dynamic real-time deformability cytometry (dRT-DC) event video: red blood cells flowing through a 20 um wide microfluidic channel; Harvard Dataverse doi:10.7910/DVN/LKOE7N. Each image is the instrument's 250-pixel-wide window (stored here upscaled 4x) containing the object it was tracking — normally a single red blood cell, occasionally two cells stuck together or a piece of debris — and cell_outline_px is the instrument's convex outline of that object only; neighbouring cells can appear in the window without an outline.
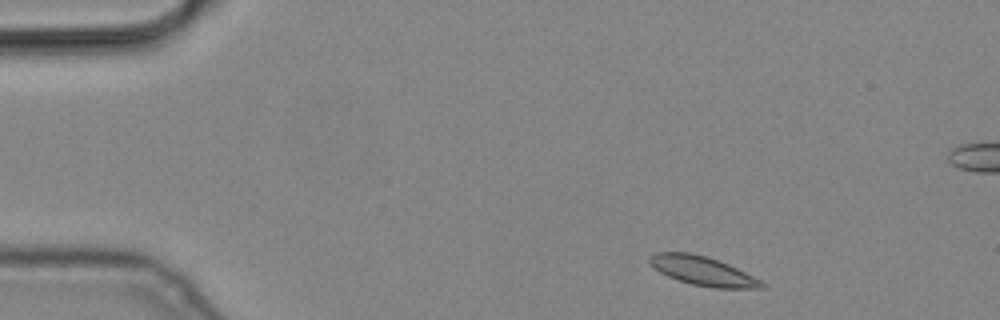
{"species": "common noctule bat (a hibernating species)", "species_latin": "Nyctalus noctula", "temperature_condition": "cold", "stored_images_in_passage": 9, "camera_frame_rate_fps": 3000, "um_per_image_px": 0.085, "animal": {"sex": "male", "body_mass_g": 19.2, "forearm_length_mm": 51.8}, "frame": {"image": 1, "passage_image": 1, "time_ms": 0.0, "image_size_px": [1000, 320], "cell_outline_px": [[764, 288], [712, 288], [692, 284], [668, 276], [660, 272], [648, 260], [648, 256], [656, 252], [688, 252], [708, 256], [728, 264], [760, 280], [764, 284]], "centroid_in_image_um": [59.71, 23.01], "position_along_channel_um": 25.3, "area_um2": 18.73}}
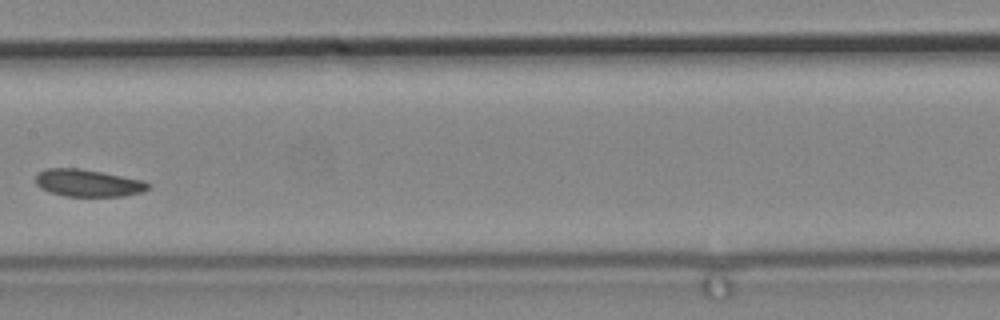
{"frame": {"image": 2, "passage_image": 7, "time_ms": 2.0, "image_size_px": [1000, 320], "cell_outline_px": [[152, 184], [144, 192], [124, 196], [64, 196], [48, 192], [40, 188], [36, 184], [36, 176], [44, 168], [80, 168], [144, 180]], "centroid_in_image_um": [7.49, 15.56], "position_along_channel_um": 199.9, "area_um2": 18.03}}
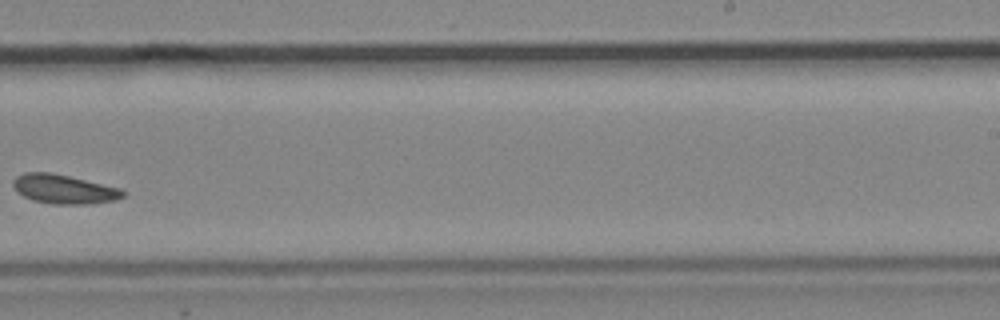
{"frame": {"image": 3, "passage_image": 9, "time_ms": 2.667, "image_size_px": [1000, 320], "cell_outline_px": [[128, 192], [124, 196], [116, 200], [92, 204], [56, 204], [32, 200], [16, 192], [12, 184], [12, 180], [16, 176], [24, 172], [48, 172], [68, 176], [120, 188]], "centroid_in_image_um": [5.43, 16.08], "position_along_channel_um": 283.6, "area_um2": 18.73}}